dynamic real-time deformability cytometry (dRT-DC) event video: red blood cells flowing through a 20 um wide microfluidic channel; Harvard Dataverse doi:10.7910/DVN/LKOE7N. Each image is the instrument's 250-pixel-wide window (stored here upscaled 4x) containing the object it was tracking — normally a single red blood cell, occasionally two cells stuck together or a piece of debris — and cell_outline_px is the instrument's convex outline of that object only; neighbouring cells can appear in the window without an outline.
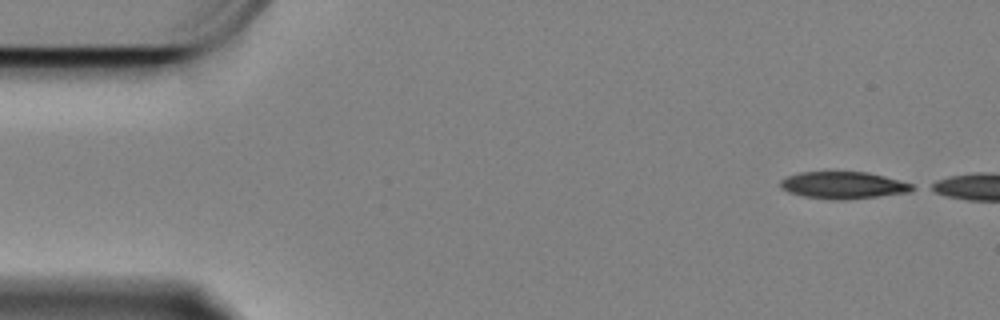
{"species": "Egyptian fruit bat (a non-hibernating species)", "species_latin": "Rousettus aegyptiacus", "temperature_condition": "cold", "stored_images_in_passage": 6, "camera_frame_rate_fps": 3000, "um_per_image_px": 0.085, "animal": {"sex": "female"}, "frame": {"image": 1, "passage_image": 1, "time_ms": 0.0, "image_size_px": [1000, 320], "cell_outline_px": [[920, 188], [912, 192], [840, 200], [804, 196], [788, 192], [780, 188], [780, 180], [788, 176], [800, 172], [868, 172], [900, 180], [912, 184]], "centroid_in_image_um": [71.72, 15.74], "position_along_channel_um": 13.3, "area_um2": 20.75}}